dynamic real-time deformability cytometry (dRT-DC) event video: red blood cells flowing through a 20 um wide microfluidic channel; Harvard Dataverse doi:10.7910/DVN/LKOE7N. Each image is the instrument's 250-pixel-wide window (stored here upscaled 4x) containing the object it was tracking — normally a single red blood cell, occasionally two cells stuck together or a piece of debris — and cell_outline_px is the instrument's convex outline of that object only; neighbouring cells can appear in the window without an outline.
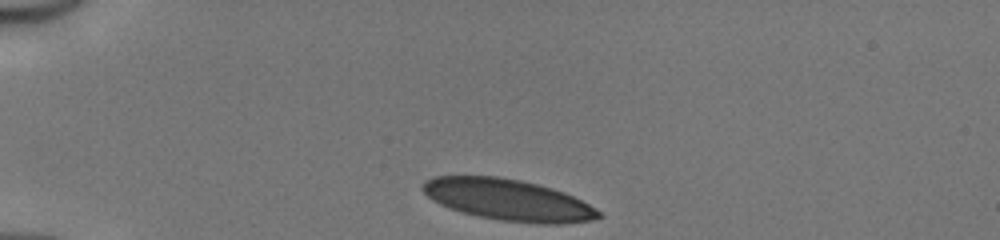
{"species": "human", "species_latin": "Homo sapiens", "temperature_condition": "cold", "stored_images_in_passage": 31, "camera_frame_rate_fps": 3000, "um_per_image_px": 0.085, "donor": {"sex": "male"}, "frame": {"image": 1, "passage_image": 1, "time_ms": 0.0, "image_size_px": [1000, 240], "cell_outline_px": [[604, 216], [592, 220], [560, 224], [536, 224], [500, 220], [476, 216], [448, 208], [432, 200], [420, 188], [420, 184], [424, 180], [432, 176], [496, 176], [520, 180], [552, 188], [564, 192], [596, 208]], "centroid_in_image_um": [43.15, 16.99], "position_along_channel_um": 41.8, "area_um2": 42.6}}
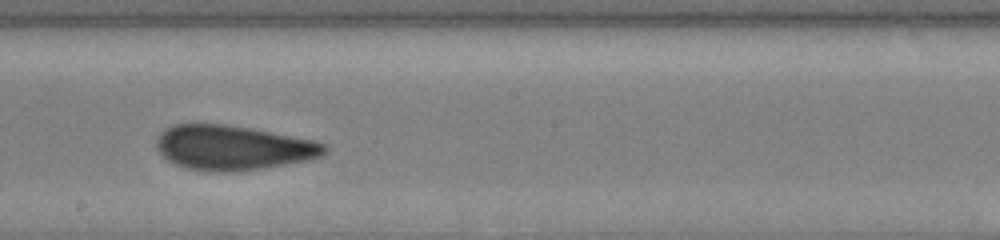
{"frame": {"image": 2, "passage_image": 18, "time_ms": 5.667, "image_size_px": [1000, 240], "cell_outline_px": [[328, 148], [320, 156], [308, 160], [264, 168], [232, 172], [208, 172], [188, 168], [172, 164], [156, 148], [156, 140], [160, 132], [164, 128], [172, 124], [224, 124], [252, 128], [316, 140], [324, 144]], "centroid_in_image_um": [19.78, 12.55], "position_along_channel_um": 228.4, "area_um2": 44.1}}
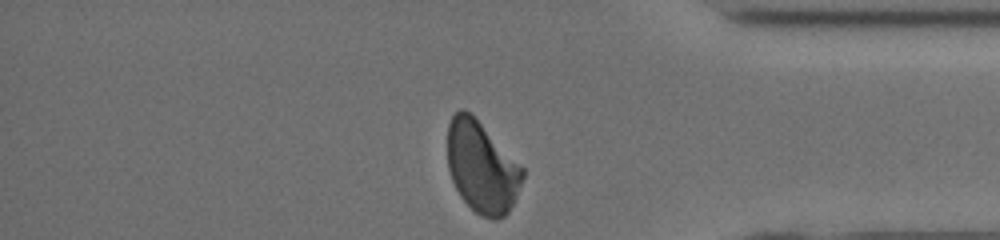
{"frame": {"image": 3, "passage_image": 31, "time_ms": 10.0, "image_size_px": [1000, 240], "cell_outline_px": [[524, 176], [516, 196], [508, 212], [504, 216], [496, 220], [492, 220], [480, 216], [460, 196], [452, 180], [448, 168], [448, 124], [452, 116], [460, 108], [464, 108], [524, 168]], "centroid_in_image_um": [40.94, 14.24], "position_along_channel_um": 394.3, "area_um2": 39.36}, "authors_computed_cell_mechanics": {"area_um2": 43.5812, "velocity_mm_per_s": 4.1439, "shape_relaxation_time_tau1_ms": 7.3095, "shape_relaxation_time_tau2_ms": 1.1553, "deformation_change_tau1": 0.1802, "deformation_change_tau2": 0.063}}